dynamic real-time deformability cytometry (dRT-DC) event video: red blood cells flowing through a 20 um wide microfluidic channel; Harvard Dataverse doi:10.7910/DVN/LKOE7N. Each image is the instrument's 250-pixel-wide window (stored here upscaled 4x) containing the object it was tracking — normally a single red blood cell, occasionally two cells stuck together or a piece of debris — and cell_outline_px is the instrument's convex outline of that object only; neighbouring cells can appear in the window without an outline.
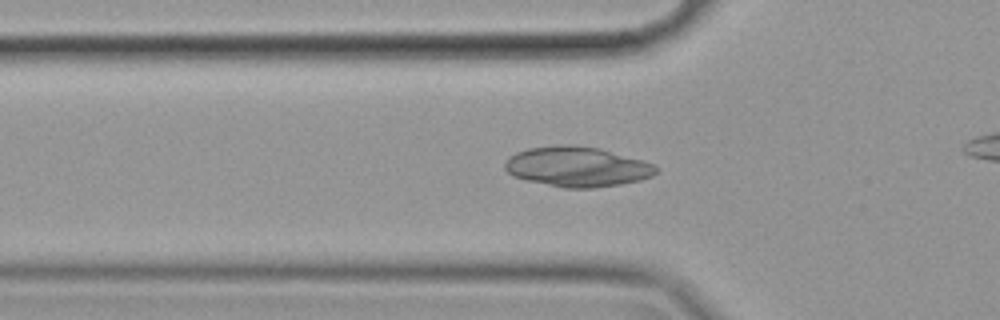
{"species": "common noctule bat (a hibernating species)", "species_latin": "Nyctalus noctula", "temperature_condition": "cold", "stored_images_in_passage": 46, "camera_frame_rate_fps": 3000, "um_per_image_px": 0.085, "animal": {"sex": "female", "body_mass_g": 19.9}, "frame": {"image": 1, "passage_image": 18, "time_ms": 5.667, "image_size_px": [1000, 320], "cell_outline_px": [[660, 168], [652, 176], [640, 180], [620, 184], [592, 188], [564, 188], [524, 180], [512, 176], [504, 168], [504, 164], [508, 156], [516, 152], [528, 148], [556, 144], [572, 144], [600, 148], [656, 164]], "centroid_in_image_um": [49.04, 14.16], "position_along_channel_um": 76.8, "area_um2": 35.72}}
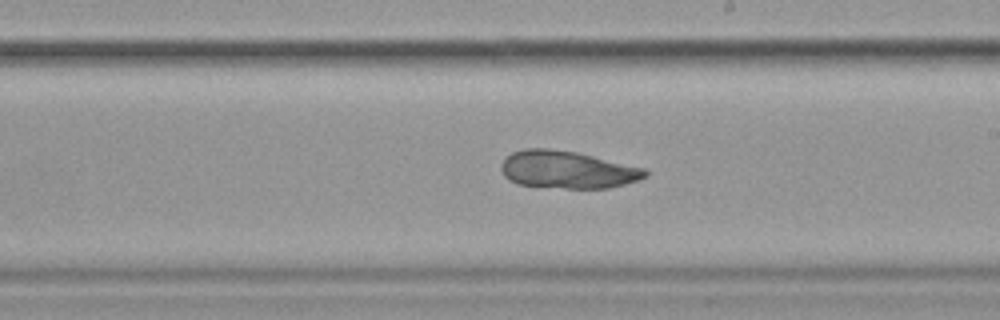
{"frame": {"image": 2, "passage_image": 32, "time_ms": 10.333, "image_size_px": [1000, 320], "cell_outline_px": [[648, 176], [640, 180], [608, 188], [564, 188], [516, 184], [508, 180], [504, 176], [500, 168], [500, 164], [512, 152], [524, 148], [548, 148], [576, 152], [644, 168], [648, 172]], "centroid_in_image_um": [48.2, 14.42], "position_along_channel_um": 240.8, "area_um2": 31.5}}
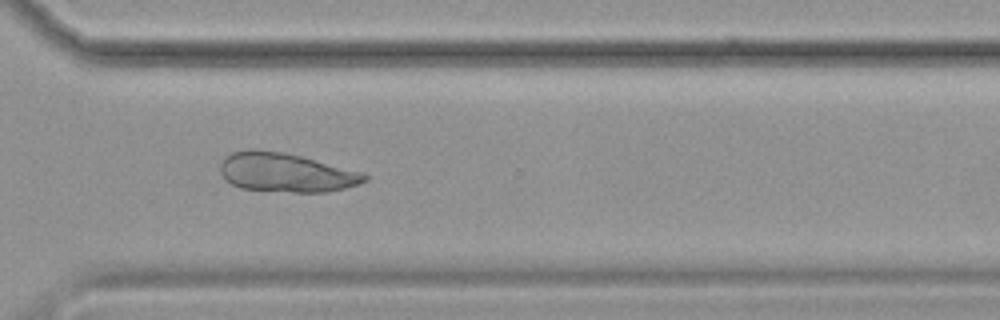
{"frame": {"image": 3, "passage_image": 41, "time_ms": 13.333, "image_size_px": [1000, 320], "cell_outline_px": [[368, 180], [360, 184], [328, 192], [292, 192], [240, 188], [224, 180], [220, 172], [220, 164], [224, 156], [232, 152], [248, 148], [256, 148], [280, 152], [300, 156], [364, 172], [368, 176]], "centroid_in_image_um": [24.28, 14.65], "position_along_channel_um": 346.3, "area_um2": 33.12}}